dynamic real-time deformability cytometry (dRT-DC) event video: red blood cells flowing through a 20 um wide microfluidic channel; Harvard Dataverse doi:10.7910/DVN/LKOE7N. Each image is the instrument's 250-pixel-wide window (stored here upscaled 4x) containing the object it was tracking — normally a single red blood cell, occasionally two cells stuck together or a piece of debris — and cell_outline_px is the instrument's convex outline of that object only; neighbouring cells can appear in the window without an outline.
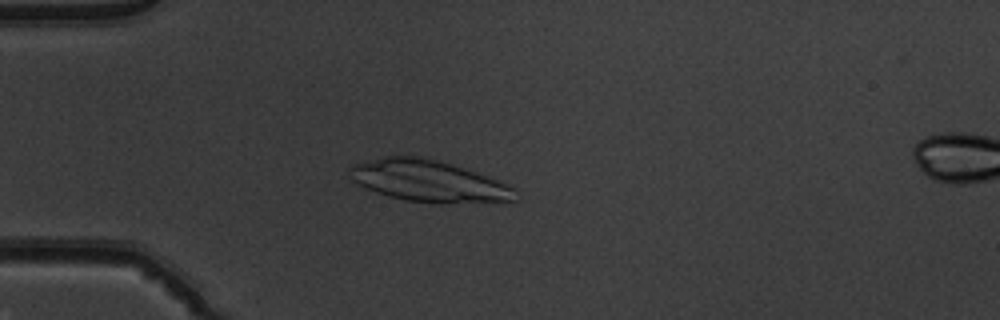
{"species": "common noctule bat (a hibernating species)", "species_latin": "Nyctalus noctula", "temperature_condition": "warm", "stored_images_in_passage": 51, "camera_frame_rate_fps": 3000, "um_per_image_px": 0.085, "animal": {"sex": "male", "body_mass_g": 19.5, "forearm_length_mm": 54.6}, "frame": {"image": 1, "passage_image": 14, "time_ms": 4.333, "image_size_px": [1000, 320], "cell_outline_px": [[516, 200], [444, 204], [432, 204], [404, 200], [388, 196], [376, 192], [356, 184], [348, 176], [348, 168], [352, 164], [384, 156], [420, 156], [452, 164], [496, 180], [516, 188]], "centroid_in_image_um": [36.35, 15.4], "position_along_channel_um": 48.6, "area_um2": 40.29}}
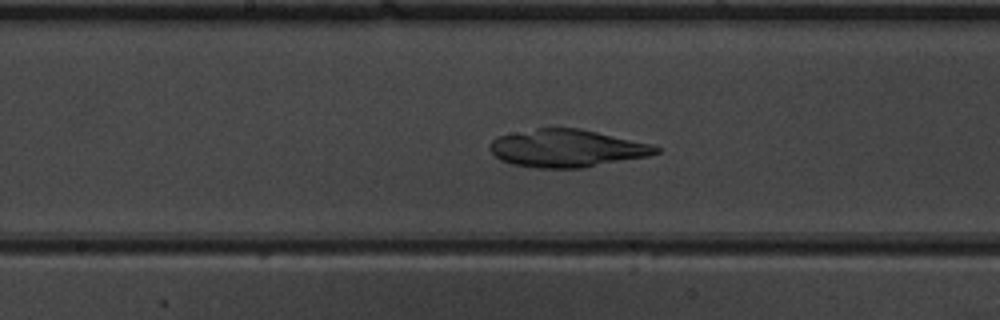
{"frame": {"image": 2, "passage_image": 27, "time_ms": 8.667, "image_size_px": [1000, 320], "cell_outline_px": [[660, 152], [648, 156], [584, 168], [536, 168], [512, 164], [500, 160], [492, 152], [492, 140], [496, 136], [536, 128], [580, 128], [652, 144], [660, 148]], "centroid_in_image_um": [48.21, 12.61], "position_along_channel_um": 200.0, "area_um2": 36.36}}
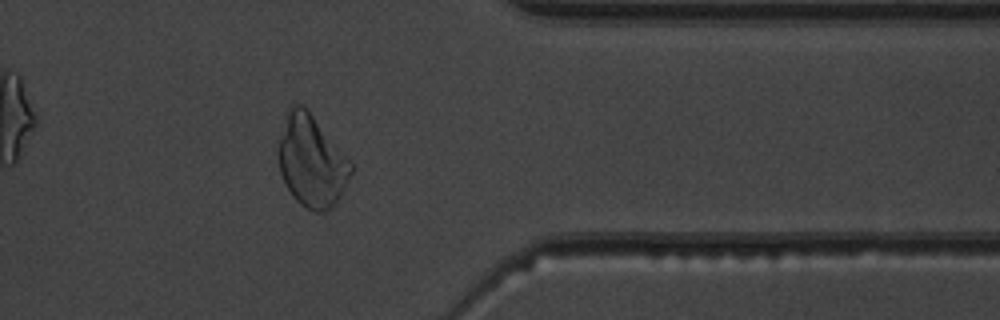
{"frame": {"image": 3, "passage_image": 42, "time_ms": 13.667, "image_size_px": [1000, 320], "cell_outline_px": [[352, 172], [340, 196], [324, 212], [316, 212], [300, 204], [292, 196], [280, 172], [276, 152], [280, 136], [288, 108], [292, 104], [304, 104], [352, 164]], "centroid_in_image_um": [26.44, 13.67], "position_along_channel_um": 385.0, "area_um2": 38.26}}